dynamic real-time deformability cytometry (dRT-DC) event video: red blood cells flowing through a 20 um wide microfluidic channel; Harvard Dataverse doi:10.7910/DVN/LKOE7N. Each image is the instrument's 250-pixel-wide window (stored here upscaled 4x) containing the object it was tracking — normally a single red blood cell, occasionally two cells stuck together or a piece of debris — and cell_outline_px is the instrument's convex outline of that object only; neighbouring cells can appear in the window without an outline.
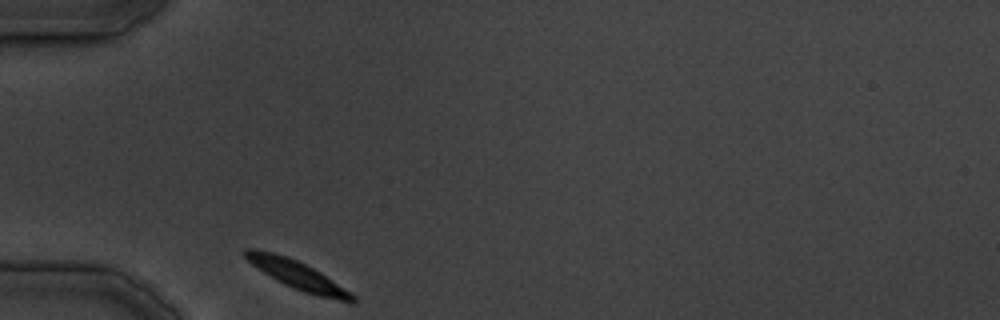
{"species": "common noctule bat (a hibernating species)", "species_latin": "Nyctalus noctula", "temperature_condition": "cold", "stored_images_in_passage": 22, "camera_frame_rate_fps": 3000, "um_per_image_px": 0.085, "animal": {"sex": "male", "body_mass_g": 19.5, "forearm_length_mm": 54.6}, "frame": {"image": 1, "passage_image": 1, "time_ms": 0.0, "image_size_px": [1000, 320], "cell_outline_px": [[356, 304], [352, 304], [304, 292], [284, 284], [264, 272], [252, 264], [244, 256], [244, 248], [256, 248], [288, 256], [320, 272], [356, 296]], "centroid_in_image_um": [25.31, 23.39], "position_along_channel_um": 59.7, "area_um2": 17.51}}